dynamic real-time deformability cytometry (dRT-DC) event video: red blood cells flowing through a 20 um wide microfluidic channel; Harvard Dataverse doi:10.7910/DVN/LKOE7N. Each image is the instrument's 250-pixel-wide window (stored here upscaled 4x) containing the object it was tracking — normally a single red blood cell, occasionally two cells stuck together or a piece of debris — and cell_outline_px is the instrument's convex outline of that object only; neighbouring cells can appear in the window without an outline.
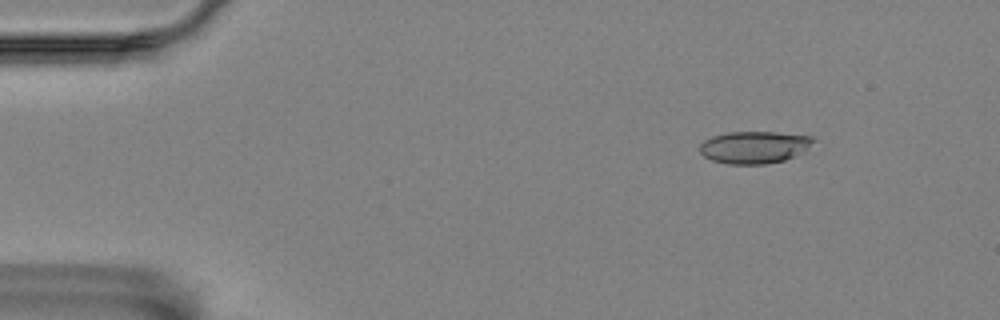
{"species": "Egyptian fruit bat (a non-hibernating species)", "species_latin": "Rousettus aegyptiacus", "temperature_condition": "room temperature", "stored_images_in_passage": 3, "camera_frame_rate_fps": 3000, "um_per_image_px": 0.085, "animal": {"sex": "female"}, "frame": {"image": 1, "passage_image": 1, "time_ms": 0.0, "image_size_px": [1000, 320], "cell_outline_px": [[816, 140], [804, 152], [784, 160], [764, 164], [728, 164], [712, 160], [704, 156], [700, 152], [700, 144], [704, 140], [712, 136], [728, 132], [776, 132], [812, 136]], "centroid_in_image_um": [64.13, 12.51], "position_along_channel_um": 20.9, "area_um2": 21.39}}